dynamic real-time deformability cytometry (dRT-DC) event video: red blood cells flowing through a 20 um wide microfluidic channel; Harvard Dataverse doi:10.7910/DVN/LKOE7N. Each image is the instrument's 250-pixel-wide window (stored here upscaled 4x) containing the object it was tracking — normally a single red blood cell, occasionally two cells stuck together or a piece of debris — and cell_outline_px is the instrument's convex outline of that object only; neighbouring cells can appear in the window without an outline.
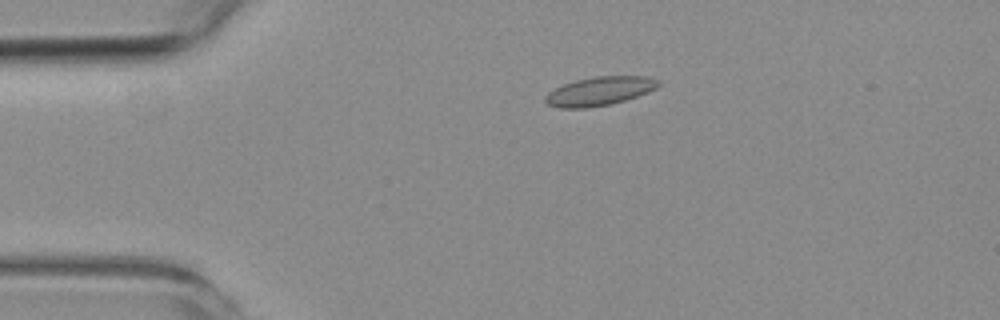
{"species": "common noctule bat (a hibernating species)", "species_latin": "Nyctalus noctula", "temperature_condition": "room temperature", "stored_images_in_passage": 4, "camera_frame_rate_fps": 3000, "um_per_image_px": 0.085, "animal": {"sex": "female", "body_mass_g": 19.3, "forearm_length_mm": 54.1}, "frame": {"image": 1, "passage_image": 3, "time_ms": 3.333, "image_size_px": [1000, 320], "cell_outline_px": [[660, 84], [656, 88], [648, 92], [624, 100], [608, 104], [588, 108], [560, 108], [548, 104], [544, 100], [544, 96], [548, 92], [564, 84], [576, 80], [596, 76], [648, 76], [660, 80]], "centroid_in_image_um": [50.96, 7.74], "position_along_channel_um": 34.0, "area_um2": 18.84}}